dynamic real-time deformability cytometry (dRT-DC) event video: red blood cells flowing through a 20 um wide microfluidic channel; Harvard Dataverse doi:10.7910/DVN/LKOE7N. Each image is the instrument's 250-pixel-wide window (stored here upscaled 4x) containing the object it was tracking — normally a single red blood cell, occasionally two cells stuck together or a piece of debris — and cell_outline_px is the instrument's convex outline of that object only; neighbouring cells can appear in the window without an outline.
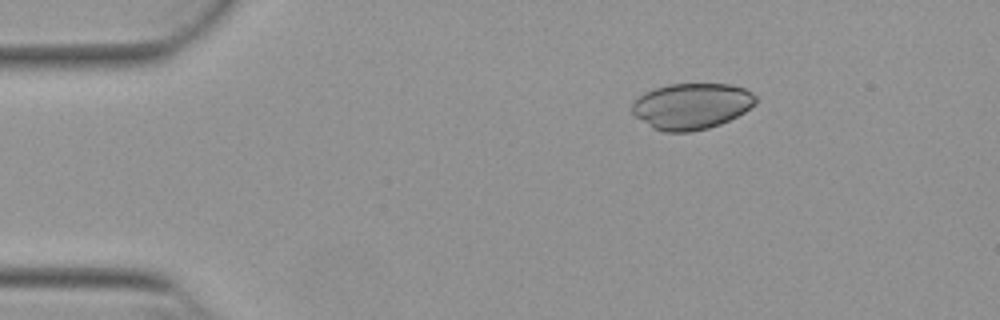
{"species": "Egyptian fruit bat (a non-hibernating species)", "species_latin": "Rousettus aegyptiacus", "temperature_condition": "warm", "stored_images_in_passage": 36, "camera_frame_rate_fps": 3000, "um_per_image_px": 0.085, "animal": {"sex": "female"}, "frame": {"image": 1, "passage_image": 1, "time_ms": 0.0, "image_size_px": [1000, 320], "cell_outline_px": [[756, 104], [744, 112], [720, 124], [708, 128], [688, 132], [664, 132], [652, 128], [636, 116], [632, 112], [632, 104], [644, 92], [668, 84], [732, 84], [744, 88], [752, 92], [756, 96]], "centroid_in_image_um": [58.8, 9.02], "position_along_channel_um": 26.2, "area_um2": 33.12}}
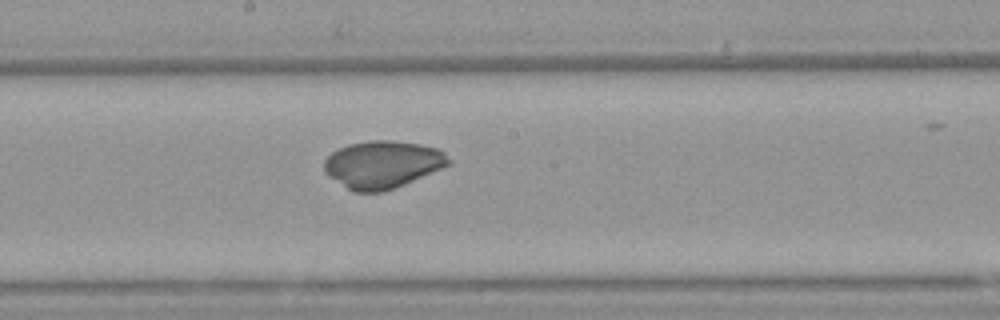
{"frame": {"image": 2, "passage_image": 21, "time_ms": 6.667, "image_size_px": [1000, 320], "cell_outline_px": [[452, 164], [404, 184], [384, 192], [352, 192], [328, 176], [324, 172], [324, 160], [332, 152], [348, 144], [368, 140], [388, 140], [420, 144], [436, 148], [444, 152], [452, 160]], "centroid_in_image_um": [32.51, 13.98], "position_along_channel_um": 215.7, "area_um2": 34.56}}
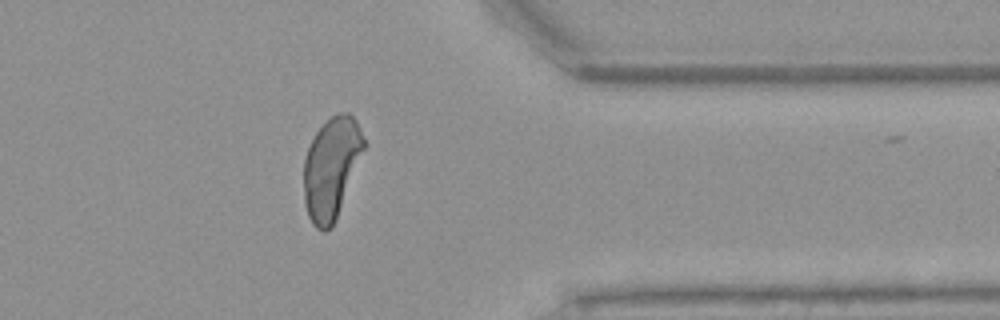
{"frame": {"image": 3, "passage_image": 35, "time_ms": 11.333, "image_size_px": [1000, 320], "cell_outline_px": [[368, 144], [336, 220], [332, 228], [324, 232], [316, 228], [312, 224], [308, 216], [304, 204], [304, 160], [308, 148], [316, 132], [336, 112], [348, 112], [356, 120]], "centroid_in_image_um": [28.2, 14.29], "position_along_channel_um": 383.2, "area_um2": 36.07}}